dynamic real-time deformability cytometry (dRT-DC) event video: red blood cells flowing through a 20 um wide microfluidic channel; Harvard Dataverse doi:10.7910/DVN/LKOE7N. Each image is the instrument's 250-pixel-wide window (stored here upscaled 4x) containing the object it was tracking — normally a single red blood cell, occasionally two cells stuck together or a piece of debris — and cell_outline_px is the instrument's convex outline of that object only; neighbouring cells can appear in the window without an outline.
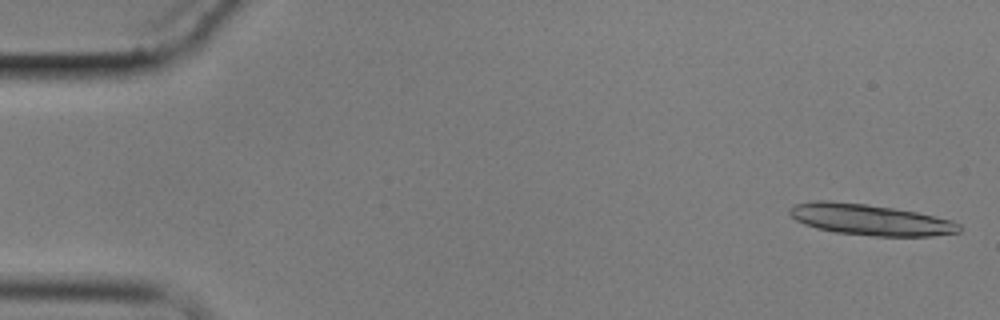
{"species": "common noctule bat (a hibernating species)", "species_latin": "Nyctalus noctula", "temperature_condition": "cold", "stored_images_in_passage": 18, "camera_frame_rate_fps": 3000, "um_per_image_px": 0.085, "animal": {"sex": "male", "body_mass_g": 17.9}, "frame": {"image": 1, "passage_image": 2, "time_ms": 0.333, "image_size_px": [1000, 320], "cell_outline_px": [[960, 232], [932, 236], [872, 236], [836, 232], [816, 228], [804, 224], [796, 220], [788, 212], [788, 208], [796, 204], [812, 200], [828, 200], [864, 204], [892, 208], [916, 212], [952, 220], [960, 224]], "centroid_in_image_um": [73.94, 18.67], "position_along_channel_um": 11.1, "area_um2": 30.63}}